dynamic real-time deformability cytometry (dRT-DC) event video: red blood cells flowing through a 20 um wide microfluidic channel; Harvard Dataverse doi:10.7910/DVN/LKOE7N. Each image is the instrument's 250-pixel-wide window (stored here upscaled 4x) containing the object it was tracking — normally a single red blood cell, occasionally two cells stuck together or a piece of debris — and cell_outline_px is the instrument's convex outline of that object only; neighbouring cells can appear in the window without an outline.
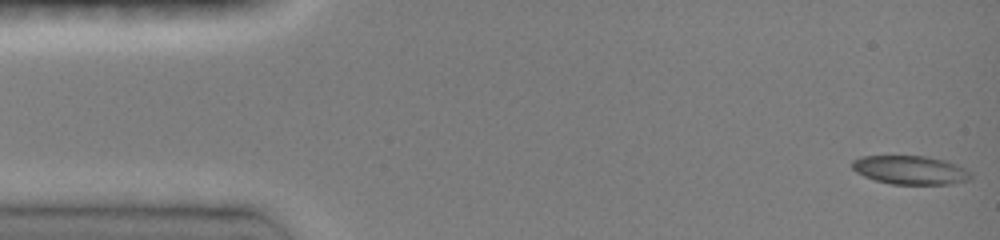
{"species": "common noctule bat (a hibernating species)", "species_latin": "Nyctalus noctula", "temperature_condition": "room temperature", "stored_images_in_passage": 19, "camera_frame_rate_fps": 3000, "um_per_image_px": 0.085, "animal": {"sex": "female", "body_mass_g": 19.0, "forearm_length_mm": 51.5}, "frame": {"image": 1, "passage_image": 1, "time_ms": 0.0, "image_size_px": [1000, 240], "cell_outline_px": [[972, 176], [968, 180], [952, 184], [892, 184], [876, 180], [864, 176], [856, 172], [852, 168], [852, 160], [860, 156], [924, 156], [944, 160], [956, 164], [964, 168]], "centroid_in_image_um": [77.35, 14.45], "position_along_channel_um": 7.7, "area_um2": 19.71}}
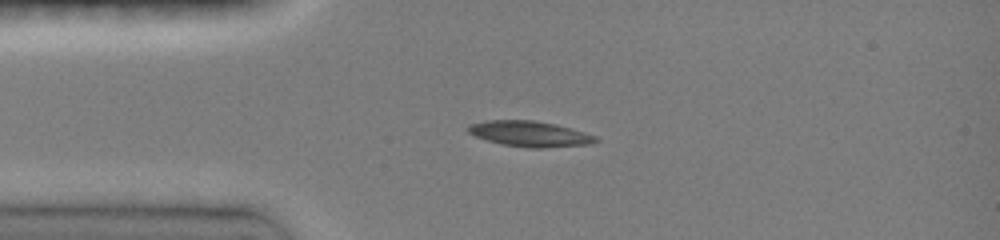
{"frame": {"image": 2, "passage_image": 4, "time_ms": 3.333, "image_size_px": [1000, 240], "cell_outline_px": [[600, 140], [592, 144], [544, 148], [528, 148], [500, 144], [476, 136], [468, 132], [464, 128], [468, 124], [488, 120], [532, 120], [556, 124], [584, 132], [596, 136]], "centroid_in_image_um": [45.02, 11.38], "position_along_channel_um": 40.0, "area_um2": 19.19}}